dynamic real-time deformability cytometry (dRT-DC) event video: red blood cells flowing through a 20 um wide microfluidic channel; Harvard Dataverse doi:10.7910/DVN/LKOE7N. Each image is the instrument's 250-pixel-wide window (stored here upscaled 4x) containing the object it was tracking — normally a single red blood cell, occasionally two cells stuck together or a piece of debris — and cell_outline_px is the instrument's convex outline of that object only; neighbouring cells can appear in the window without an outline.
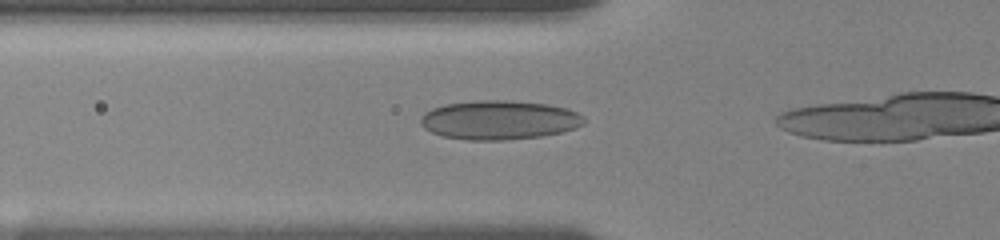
{"species": "human", "species_latin": "Homo sapiens", "temperature_condition": "room temperature", "stored_images_in_passage": 20, "camera_frame_rate_fps": 3000, "um_per_image_px": 0.085, "donor": {"sex": "female"}, "frame": {"image": 1, "passage_image": 15, "time_ms": 4.667, "image_size_px": [1000, 240], "cell_outline_px": [[584, 124], [576, 128], [560, 132], [540, 136], [504, 140], [468, 140], [444, 136], [432, 132], [424, 128], [420, 124], [420, 120], [424, 112], [432, 108], [444, 104], [476, 100], [504, 100], [548, 104], [568, 108], [584, 116]], "centroid_in_image_um": [42.42, 10.19], "position_along_channel_um": 83.4, "area_um2": 37.28}}